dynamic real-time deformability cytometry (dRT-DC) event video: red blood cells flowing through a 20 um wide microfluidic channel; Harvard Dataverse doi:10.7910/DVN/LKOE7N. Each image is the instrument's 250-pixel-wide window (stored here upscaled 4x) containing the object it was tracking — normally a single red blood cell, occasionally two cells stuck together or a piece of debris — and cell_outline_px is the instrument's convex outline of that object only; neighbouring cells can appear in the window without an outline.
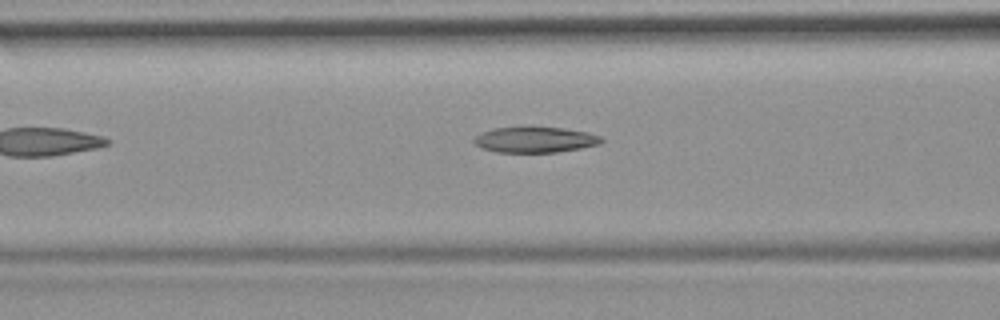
{"species": "common noctule bat (a hibernating species)", "species_latin": "Nyctalus noctula", "temperature_condition": "room temperature", "stored_images_in_passage": 8, "camera_frame_rate_fps": 3000, "um_per_image_px": 0.085, "animal": {"sex": "female", "body_mass_g": 19.9}, "frame": {"image": 1, "passage_image": 4, "time_ms": 1.0, "image_size_px": [1000, 320], "cell_outline_px": [[604, 140], [600, 144], [580, 148], [556, 152], [496, 152], [484, 148], [476, 144], [472, 140], [480, 132], [492, 128], [524, 124], [564, 128], [588, 132], [600, 136]], "centroid_in_image_um": [45.45, 11.82], "position_along_channel_um": 121.1, "area_um2": 19.83}}
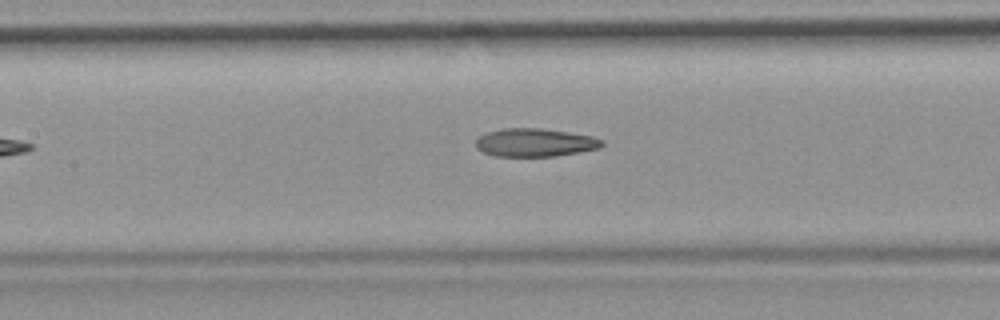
{"frame": {"image": 2, "passage_image": 6, "time_ms": 1.667, "image_size_px": [1000, 320], "cell_outline_px": [[604, 144], [600, 148], [580, 152], [556, 156], [496, 156], [484, 152], [476, 148], [476, 140], [480, 136], [488, 132], [500, 128], [540, 128], [568, 132], [592, 136], [604, 140]], "centroid_in_image_um": [45.5, 12.11], "position_along_channel_um": 161.9, "area_um2": 20.75}}